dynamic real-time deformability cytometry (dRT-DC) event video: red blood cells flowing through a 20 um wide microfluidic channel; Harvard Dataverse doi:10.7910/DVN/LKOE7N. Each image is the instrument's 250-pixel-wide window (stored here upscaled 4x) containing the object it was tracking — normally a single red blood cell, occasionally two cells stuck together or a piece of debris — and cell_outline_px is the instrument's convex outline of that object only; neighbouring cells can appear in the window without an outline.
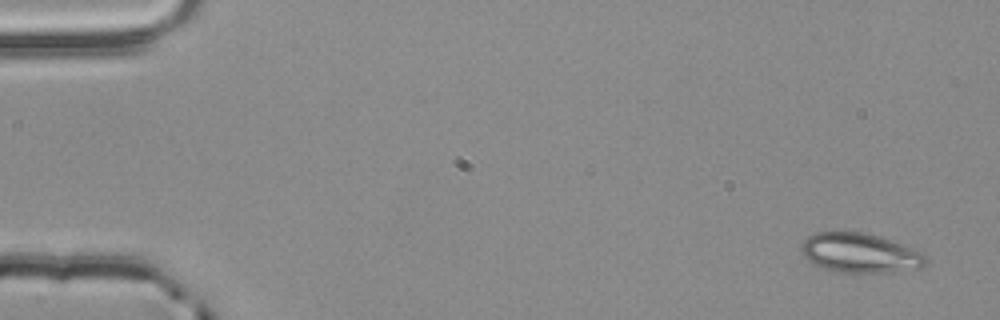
{"species": "common noctule bat (a hibernating species)", "species_latin": "Nyctalus noctula", "temperature_condition": "room temperature", "stored_images_in_passage": 4, "camera_frame_rate_fps": 3000, "um_per_image_px": 0.085, "animal": {"sex": "male", "body_mass_g": 20.4}, "frame": {"image": 1, "passage_image": 1, "time_ms": 0.0, "image_size_px": [1000, 320], "cell_outline_px": [[928, 264], [920, 268], [892, 272], [840, 272], [824, 268], [808, 260], [800, 252], [800, 244], [808, 236], [816, 232], [860, 232], [880, 236], [904, 244], [924, 252], [928, 256]], "centroid_in_image_um": [73.15, 21.5], "position_along_channel_um": 11.8, "area_um2": 28.96}}